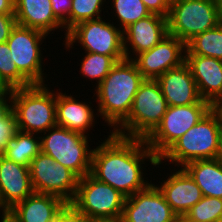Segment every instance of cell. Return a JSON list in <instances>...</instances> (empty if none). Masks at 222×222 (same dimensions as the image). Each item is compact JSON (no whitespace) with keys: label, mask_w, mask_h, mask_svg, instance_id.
Wrapping results in <instances>:
<instances>
[{"label":"cell","mask_w":222,"mask_h":222,"mask_svg":"<svg viewBox=\"0 0 222 222\" xmlns=\"http://www.w3.org/2000/svg\"><path fill=\"white\" fill-rule=\"evenodd\" d=\"M222 198L203 196L179 222H220Z\"/></svg>","instance_id":"obj_26"},{"label":"cell","mask_w":222,"mask_h":222,"mask_svg":"<svg viewBox=\"0 0 222 222\" xmlns=\"http://www.w3.org/2000/svg\"><path fill=\"white\" fill-rule=\"evenodd\" d=\"M199 95L213 106L222 99V60L200 55H185Z\"/></svg>","instance_id":"obj_19"},{"label":"cell","mask_w":222,"mask_h":222,"mask_svg":"<svg viewBox=\"0 0 222 222\" xmlns=\"http://www.w3.org/2000/svg\"><path fill=\"white\" fill-rule=\"evenodd\" d=\"M46 86L32 85L11 90L17 130L38 135L57 125L56 92Z\"/></svg>","instance_id":"obj_4"},{"label":"cell","mask_w":222,"mask_h":222,"mask_svg":"<svg viewBox=\"0 0 222 222\" xmlns=\"http://www.w3.org/2000/svg\"><path fill=\"white\" fill-rule=\"evenodd\" d=\"M40 135L17 130L8 141L4 156L15 163L30 166L31 161L41 152Z\"/></svg>","instance_id":"obj_24"},{"label":"cell","mask_w":222,"mask_h":222,"mask_svg":"<svg viewBox=\"0 0 222 222\" xmlns=\"http://www.w3.org/2000/svg\"><path fill=\"white\" fill-rule=\"evenodd\" d=\"M89 222H123L122 217L117 218H89Z\"/></svg>","instance_id":"obj_38"},{"label":"cell","mask_w":222,"mask_h":222,"mask_svg":"<svg viewBox=\"0 0 222 222\" xmlns=\"http://www.w3.org/2000/svg\"><path fill=\"white\" fill-rule=\"evenodd\" d=\"M11 91V89L0 78V92Z\"/></svg>","instance_id":"obj_40"},{"label":"cell","mask_w":222,"mask_h":222,"mask_svg":"<svg viewBox=\"0 0 222 222\" xmlns=\"http://www.w3.org/2000/svg\"><path fill=\"white\" fill-rule=\"evenodd\" d=\"M46 36L48 35L42 31L16 24L7 40L11 58L18 71L32 85L45 83L40 46Z\"/></svg>","instance_id":"obj_12"},{"label":"cell","mask_w":222,"mask_h":222,"mask_svg":"<svg viewBox=\"0 0 222 222\" xmlns=\"http://www.w3.org/2000/svg\"><path fill=\"white\" fill-rule=\"evenodd\" d=\"M52 10L55 17L63 24L65 29V40L69 32V15L71 12L72 0H51Z\"/></svg>","instance_id":"obj_33"},{"label":"cell","mask_w":222,"mask_h":222,"mask_svg":"<svg viewBox=\"0 0 222 222\" xmlns=\"http://www.w3.org/2000/svg\"><path fill=\"white\" fill-rule=\"evenodd\" d=\"M185 55H200L222 60V22L192 38L186 44Z\"/></svg>","instance_id":"obj_25"},{"label":"cell","mask_w":222,"mask_h":222,"mask_svg":"<svg viewBox=\"0 0 222 222\" xmlns=\"http://www.w3.org/2000/svg\"><path fill=\"white\" fill-rule=\"evenodd\" d=\"M185 51L186 44L177 37L168 34L150 50L136 55L132 61L144 79L156 80L166 71L184 63Z\"/></svg>","instance_id":"obj_14"},{"label":"cell","mask_w":222,"mask_h":222,"mask_svg":"<svg viewBox=\"0 0 222 222\" xmlns=\"http://www.w3.org/2000/svg\"><path fill=\"white\" fill-rule=\"evenodd\" d=\"M43 135L40 137L43 153L73 171L79 178L91 172L93 149L88 145L89 136L58 125L49 128Z\"/></svg>","instance_id":"obj_6"},{"label":"cell","mask_w":222,"mask_h":222,"mask_svg":"<svg viewBox=\"0 0 222 222\" xmlns=\"http://www.w3.org/2000/svg\"><path fill=\"white\" fill-rule=\"evenodd\" d=\"M219 157H222V120L212 108L159 157V162L166 159L180 168L194 160Z\"/></svg>","instance_id":"obj_3"},{"label":"cell","mask_w":222,"mask_h":222,"mask_svg":"<svg viewBox=\"0 0 222 222\" xmlns=\"http://www.w3.org/2000/svg\"><path fill=\"white\" fill-rule=\"evenodd\" d=\"M88 103L77 101L72 95L56 92L57 125L88 136L94 127V111Z\"/></svg>","instance_id":"obj_22"},{"label":"cell","mask_w":222,"mask_h":222,"mask_svg":"<svg viewBox=\"0 0 222 222\" xmlns=\"http://www.w3.org/2000/svg\"><path fill=\"white\" fill-rule=\"evenodd\" d=\"M16 131V118L12 110L4 118V126H0V156L4 154L8 141L14 136Z\"/></svg>","instance_id":"obj_32"},{"label":"cell","mask_w":222,"mask_h":222,"mask_svg":"<svg viewBox=\"0 0 222 222\" xmlns=\"http://www.w3.org/2000/svg\"><path fill=\"white\" fill-rule=\"evenodd\" d=\"M11 111H12L11 91L0 92V126H4V118Z\"/></svg>","instance_id":"obj_36"},{"label":"cell","mask_w":222,"mask_h":222,"mask_svg":"<svg viewBox=\"0 0 222 222\" xmlns=\"http://www.w3.org/2000/svg\"><path fill=\"white\" fill-rule=\"evenodd\" d=\"M220 22L217 0H177L170 3L168 34L185 44Z\"/></svg>","instance_id":"obj_7"},{"label":"cell","mask_w":222,"mask_h":222,"mask_svg":"<svg viewBox=\"0 0 222 222\" xmlns=\"http://www.w3.org/2000/svg\"><path fill=\"white\" fill-rule=\"evenodd\" d=\"M123 222H179V217L157 185L150 183L145 189L126 197Z\"/></svg>","instance_id":"obj_13"},{"label":"cell","mask_w":222,"mask_h":222,"mask_svg":"<svg viewBox=\"0 0 222 222\" xmlns=\"http://www.w3.org/2000/svg\"><path fill=\"white\" fill-rule=\"evenodd\" d=\"M125 199L118 190L89 173L79 178L71 203L88 218H117L122 217Z\"/></svg>","instance_id":"obj_10"},{"label":"cell","mask_w":222,"mask_h":222,"mask_svg":"<svg viewBox=\"0 0 222 222\" xmlns=\"http://www.w3.org/2000/svg\"><path fill=\"white\" fill-rule=\"evenodd\" d=\"M14 14L18 25L47 35L60 27L64 29L53 13L51 0H15Z\"/></svg>","instance_id":"obj_21"},{"label":"cell","mask_w":222,"mask_h":222,"mask_svg":"<svg viewBox=\"0 0 222 222\" xmlns=\"http://www.w3.org/2000/svg\"><path fill=\"white\" fill-rule=\"evenodd\" d=\"M110 133L105 141L93 148L90 174L129 197L150 184L143 177L144 161L150 160L154 167L161 163L145 139Z\"/></svg>","instance_id":"obj_1"},{"label":"cell","mask_w":222,"mask_h":222,"mask_svg":"<svg viewBox=\"0 0 222 222\" xmlns=\"http://www.w3.org/2000/svg\"><path fill=\"white\" fill-rule=\"evenodd\" d=\"M156 80L168 106L191 105L202 99L186 62L166 71Z\"/></svg>","instance_id":"obj_18"},{"label":"cell","mask_w":222,"mask_h":222,"mask_svg":"<svg viewBox=\"0 0 222 222\" xmlns=\"http://www.w3.org/2000/svg\"><path fill=\"white\" fill-rule=\"evenodd\" d=\"M213 108L219 113L221 120H222V99H220Z\"/></svg>","instance_id":"obj_39"},{"label":"cell","mask_w":222,"mask_h":222,"mask_svg":"<svg viewBox=\"0 0 222 222\" xmlns=\"http://www.w3.org/2000/svg\"><path fill=\"white\" fill-rule=\"evenodd\" d=\"M29 172L34 192L56 195L65 202L74 199L79 177L49 155L41 151L35 156Z\"/></svg>","instance_id":"obj_11"},{"label":"cell","mask_w":222,"mask_h":222,"mask_svg":"<svg viewBox=\"0 0 222 222\" xmlns=\"http://www.w3.org/2000/svg\"><path fill=\"white\" fill-rule=\"evenodd\" d=\"M80 67L83 77L96 80V87L103 81L117 61L111 57L97 53L85 52Z\"/></svg>","instance_id":"obj_27"},{"label":"cell","mask_w":222,"mask_h":222,"mask_svg":"<svg viewBox=\"0 0 222 222\" xmlns=\"http://www.w3.org/2000/svg\"><path fill=\"white\" fill-rule=\"evenodd\" d=\"M15 0H0V14H14Z\"/></svg>","instance_id":"obj_37"},{"label":"cell","mask_w":222,"mask_h":222,"mask_svg":"<svg viewBox=\"0 0 222 222\" xmlns=\"http://www.w3.org/2000/svg\"><path fill=\"white\" fill-rule=\"evenodd\" d=\"M0 78L11 90L32 86L18 71L7 42L0 43Z\"/></svg>","instance_id":"obj_29"},{"label":"cell","mask_w":222,"mask_h":222,"mask_svg":"<svg viewBox=\"0 0 222 222\" xmlns=\"http://www.w3.org/2000/svg\"><path fill=\"white\" fill-rule=\"evenodd\" d=\"M217 2H218L219 16L222 22V0H217Z\"/></svg>","instance_id":"obj_41"},{"label":"cell","mask_w":222,"mask_h":222,"mask_svg":"<svg viewBox=\"0 0 222 222\" xmlns=\"http://www.w3.org/2000/svg\"><path fill=\"white\" fill-rule=\"evenodd\" d=\"M183 168L194 179L203 196L222 198V157L194 160Z\"/></svg>","instance_id":"obj_23"},{"label":"cell","mask_w":222,"mask_h":222,"mask_svg":"<svg viewBox=\"0 0 222 222\" xmlns=\"http://www.w3.org/2000/svg\"><path fill=\"white\" fill-rule=\"evenodd\" d=\"M16 24L15 15L0 14V43L7 42Z\"/></svg>","instance_id":"obj_35"},{"label":"cell","mask_w":222,"mask_h":222,"mask_svg":"<svg viewBox=\"0 0 222 222\" xmlns=\"http://www.w3.org/2000/svg\"><path fill=\"white\" fill-rule=\"evenodd\" d=\"M212 108L213 105L204 99L191 105L168 106L161 123L145 139L147 146L159 158Z\"/></svg>","instance_id":"obj_8"},{"label":"cell","mask_w":222,"mask_h":222,"mask_svg":"<svg viewBox=\"0 0 222 222\" xmlns=\"http://www.w3.org/2000/svg\"><path fill=\"white\" fill-rule=\"evenodd\" d=\"M1 221L0 222H13L8 216L5 214H2L1 216Z\"/></svg>","instance_id":"obj_42"},{"label":"cell","mask_w":222,"mask_h":222,"mask_svg":"<svg viewBox=\"0 0 222 222\" xmlns=\"http://www.w3.org/2000/svg\"><path fill=\"white\" fill-rule=\"evenodd\" d=\"M169 3H172V2H174V1H177V0H167Z\"/></svg>","instance_id":"obj_43"},{"label":"cell","mask_w":222,"mask_h":222,"mask_svg":"<svg viewBox=\"0 0 222 222\" xmlns=\"http://www.w3.org/2000/svg\"><path fill=\"white\" fill-rule=\"evenodd\" d=\"M104 2L106 0H72L69 31L81 22L101 18Z\"/></svg>","instance_id":"obj_30"},{"label":"cell","mask_w":222,"mask_h":222,"mask_svg":"<svg viewBox=\"0 0 222 222\" xmlns=\"http://www.w3.org/2000/svg\"><path fill=\"white\" fill-rule=\"evenodd\" d=\"M157 187L179 218L184 217L190 208L203 197L201 189L183 167L172 172L167 180H164V183L161 182L160 186L157 184Z\"/></svg>","instance_id":"obj_17"},{"label":"cell","mask_w":222,"mask_h":222,"mask_svg":"<svg viewBox=\"0 0 222 222\" xmlns=\"http://www.w3.org/2000/svg\"><path fill=\"white\" fill-rule=\"evenodd\" d=\"M66 202L59 196L33 192L16 203L5 215L13 222H54Z\"/></svg>","instance_id":"obj_20"},{"label":"cell","mask_w":222,"mask_h":222,"mask_svg":"<svg viewBox=\"0 0 222 222\" xmlns=\"http://www.w3.org/2000/svg\"><path fill=\"white\" fill-rule=\"evenodd\" d=\"M54 222H89V218L71 202H66L56 214Z\"/></svg>","instance_id":"obj_31"},{"label":"cell","mask_w":222,"mask_h":222,"mask_svg":"<svg viewBox=\"0 0 222 222\" xmlns=\"http://www.w3.org/2000/svg\"><path fill=\"white\" fill-rule=\"evenodd\" d=\"M167 35V18L157 14H151L146 18L140 19L123 31L125 58L132 60L134 53L136 56L141 52L150 50ZM129 49H132L133 54H131ZM130 54L133 55V57Z\"/></svg>","instance_id":"obj_16"},{"label":"cell","mask_w":222,"mask_h":222,"mask_svg":"<svg viewBox=\"0 0 222 222\" xmlns=\"http://www.w3.org/2000/svg\"><path fill=\"white\" fill-rule=\"evenodd\" d=\"M168 108L157 80L144 79L135 94L128 117L112 133L146 139L161 123Z\"/></svg>","instance_id":"obj_5"},{"label":"cell","mask_w":222,"mask_h":222,"mask_svg":"<svg viewBox=\"0 0 222 222\" xmlns=\"http://www.w3.org/2000/svg\"><path fill=\"white\" fill-rule=\"evenodd\" d=\"M151 14L168 18L170 3L167 0H142Z\"/></svg>","instance_id":"obj_34"},{"label":"cell","mask_w":222,"mask_h":222,"mask_svg":"<svg viewBox=\"0 0 222 222\" xmlns=\"http://www.w3.org/2000/svg\"><path fill=\"white\" fill-rule=\"evenodd\" d=\"M33 192L29 167L0 156V210L2 214Z\"/></svg>","instance_id":"obj_15"},{"label":"cell","mask_w":222,"mask_h":222,"mask_svg":"<svg viewBox=\"0 0 222 222\" xmlns=\"http://www.w3.org/2000/svg\"><path fill=\"white\" fill-rule=\"evenodd\" d=\"M115 17L120 22L118 26L124 31L128 26L151 15L142 0H112Z\"/></svg>","instance_id":"obj_28"},{"label":"cell","mask_w":222,"mask_h":222,"mask_svg":"<svg viewBox=\"0 0 222 222\" xmlns=\"http://www.w3.org/2000/svg\"><path fill=\"white\" fill-rule=\"evenodd\" d=\"M66 48L79 43L85 52L97 53L113 57L117 62L125 58L123 31L113 22L102 18L81 22L73 27L64 41Z\"/></svg>","instance_id":"obj_9"},{"label":"cell","mask_w":222,"mask_h":222,"mask_svg":"<svg viewBox=\"0 0 222 222\" xmlns=\"http://www.w3.org/2000/svg\"><path fill=\"white\" fill-rule=\"evenodd\" d=\"M144 81L132 60L117 62L96 87L97 112L114 131L129 115L135 94Z\"/></svg>","instance_id":"obj_2"}]
</instances>
